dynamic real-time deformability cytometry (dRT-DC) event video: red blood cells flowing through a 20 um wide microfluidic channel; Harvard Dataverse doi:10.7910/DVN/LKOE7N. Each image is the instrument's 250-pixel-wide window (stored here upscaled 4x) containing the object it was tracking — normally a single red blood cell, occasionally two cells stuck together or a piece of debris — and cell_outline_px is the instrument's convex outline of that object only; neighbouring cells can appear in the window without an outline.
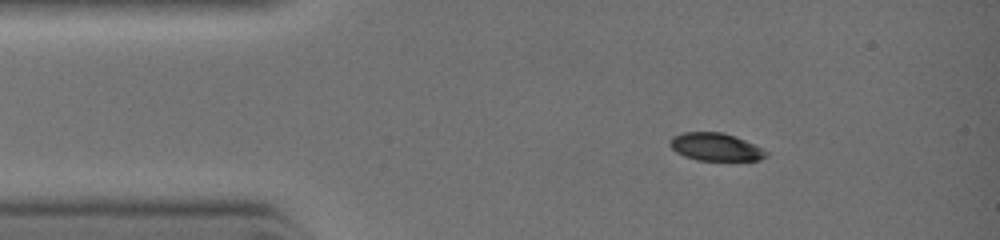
{"species": "common noctule bat (a hibernating species)", "species_latin": "Nyctalus noctula", "temperature_condition": "warm", "stored_images_in_passage": 8, "camera_frame_rate_fps": 3000, "um_per_image_px": 0.085, "animal": {"sex": "female", "body_mass_g": 19.0, "forearm_length_mm": 51.5}, "frame": {"image": 1, "passage_image": 1, "time_ms": 0.0, "image_size_px": [1000, 240], "cell_outline_px": [[764, 156], [756, 160], [696, 160], [684, 156], [676, 152], [672, 148], [672, 136], [684, 132], [720, 132], [744, 140], [760, 148], [764, 152]], "centroid_in_image_um": [60.74, 12.49], "position_along_channel_um": 24.3, "area_um2": 14.91}}
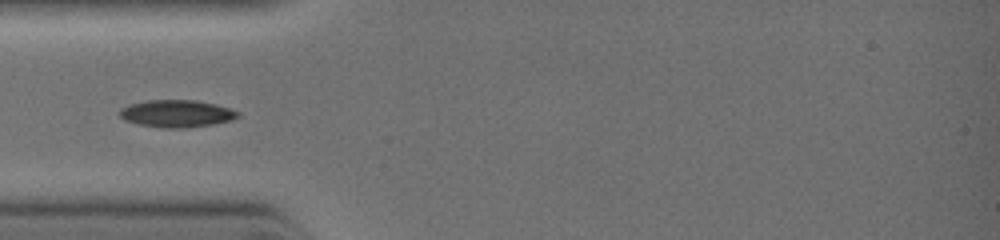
{"frame": {"image": 2, "passage_image": 5, "time_ms": 1.667, "image_size_px": [1000, 240], "cell_outline_px": [[240, 116], [232, 120], [212, 124], [184, 128], [164, 128], [140, 124], [124, 120], [120, 116], [120, 108], [128, 104], [148, 100], [196, 100], [216, 104], [240, 112]], "centroid_in_image_um": [15.02, 9.65], "position_along_channel_um": 70.0, "area_um2": 18.79}}
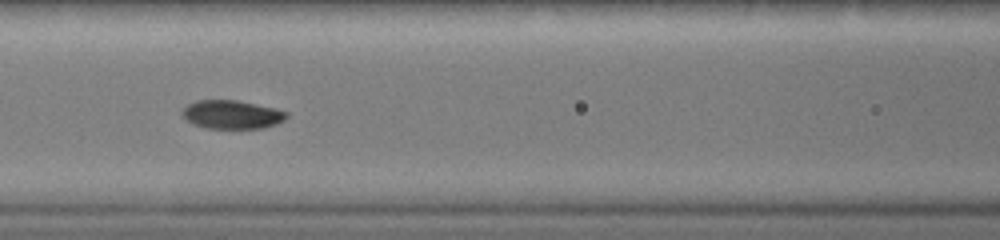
{"frame": {"image": 3, "passage_image": 8, "time_ms": 3.0, "image_size_px": [1000, 240], "cell_outline_px": [[288, 116], [284, 120], [276, 124], [260, 128], [208, 128], [196, 124], [188, 120], [180, 112], [188, 104], [196, 100], [236, 100], [272, 108], [288, 112]], "centroid_in_image_um": [19.71, 9.73], "position_along_channel_um": 146.9, "area_um2": 16.99}}